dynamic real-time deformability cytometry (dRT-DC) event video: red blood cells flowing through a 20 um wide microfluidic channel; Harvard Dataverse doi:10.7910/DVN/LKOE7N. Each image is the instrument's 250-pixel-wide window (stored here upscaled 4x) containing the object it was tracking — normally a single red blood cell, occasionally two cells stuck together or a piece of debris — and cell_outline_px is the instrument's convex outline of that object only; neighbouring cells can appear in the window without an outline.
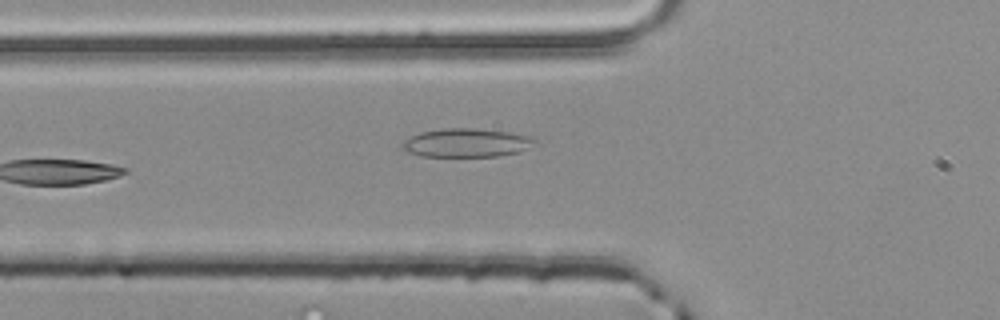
{"species": "common noctule bat (a hibernating species)", "species_latin": "Nyctalus noctula", "temperature_condition": "room temperature", "stored_images_in_passage": 5, "camera_frame_rate_fps": 3000, "um_per_image_px": 0.085, "animal": {"sex": "male", "body_mass_g": 20.4}, "frame": {"image": 1, "passage_image": 5, "time_ms": 1.333, "image_size_px": [1000, 320], "cell_outline_px": [[536, 144], [520, 152], [500, 156], [420, 156], [408, 152], [404, 148], [404, 140], [420, 132], [444, 128], [476, 128], [508, 132], [528, 136], [536, 140]], "centroid_in_image_um": [39.69, 12.14], "position_along_channel_um": 86.1, "area_um2": 21.96}}